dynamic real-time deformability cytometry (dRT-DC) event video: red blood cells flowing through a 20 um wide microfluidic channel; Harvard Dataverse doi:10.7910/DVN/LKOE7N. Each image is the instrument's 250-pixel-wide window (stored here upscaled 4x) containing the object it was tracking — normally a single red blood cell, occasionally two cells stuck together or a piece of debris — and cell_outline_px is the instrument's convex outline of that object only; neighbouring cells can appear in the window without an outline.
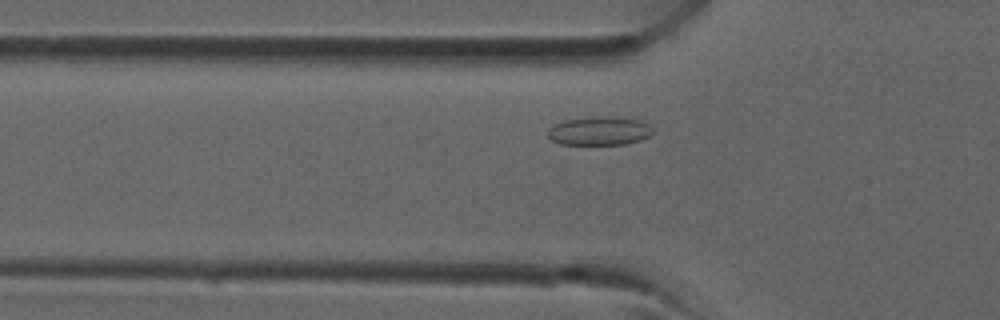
{"species": "common noctule bat (a hibernating species)", "species_latin": "Nyctalus noctula", "temperature_condition": "room temperature", "stored_images_in_passage": 33, "camera_frame_rate_fps": 3000, "um_per_image_px": 0.085, "animal": {"sex": "male", "forearm_length_mm": 52.5}, "frame": {"image": 1, "passage_image": 8, "time_ms": 2.333, "image_size_px": [1000, 320], "cell_outline_px": [[652, 132], [648, 136], [640, 140], [624, 144], [560, 144], [552, 140], [548, 136], [548, 128], [564, 120], [636, 120], [648, 124], [652, 128]], "centroid_in_image_um": [50.9, 11.21], "position_along_channel_um": 74.9, "area_um2": 16.07}}
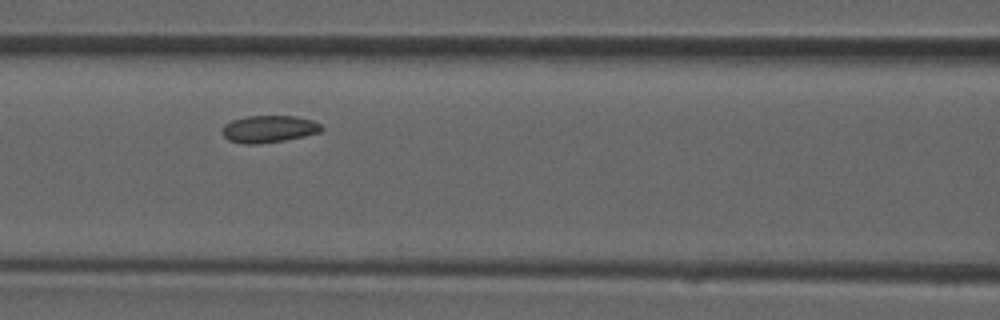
{"frame": {"image": 2, "passage_image": 12, "time_ms": 3.667, "image_size_px": [1000, 320], "cell_outline_px": [[324, 128], [320, 132], [304, 136], [284, 140], [256, 144], [244, 144], [228, 140], [220, 132], [224, 124], [232, 120], [248, 116], [296, 116], [312, 120], [320, 124]], "centroid_in_image_um": [22.83, 10.96], "position_along_channel_um": 143.8, "area_um2": 15.72}}
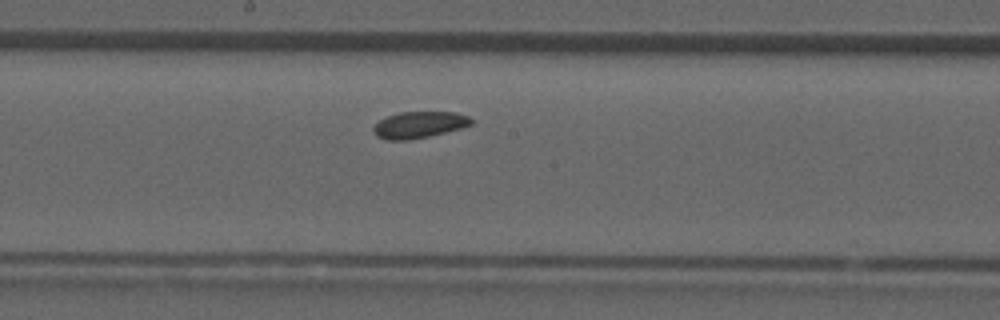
{"frame": {"image": 3, "passage_image": 16, "time_ms": 5.0, "image_size_px": [1000, 320], "cell_outline_px": [[472, 124], [460, 128], [428, 136], [408, 140], [384, 140], [376, 136], [372, 132], [372, 128], [380, 120], [388, 116], [400, 112], [456, 112], [468, 116], [472, 120]], "centroid_in_image_um": [35.58, 10.61], "position_along_channel_um": 212.6, "area_um2": 15.03}}